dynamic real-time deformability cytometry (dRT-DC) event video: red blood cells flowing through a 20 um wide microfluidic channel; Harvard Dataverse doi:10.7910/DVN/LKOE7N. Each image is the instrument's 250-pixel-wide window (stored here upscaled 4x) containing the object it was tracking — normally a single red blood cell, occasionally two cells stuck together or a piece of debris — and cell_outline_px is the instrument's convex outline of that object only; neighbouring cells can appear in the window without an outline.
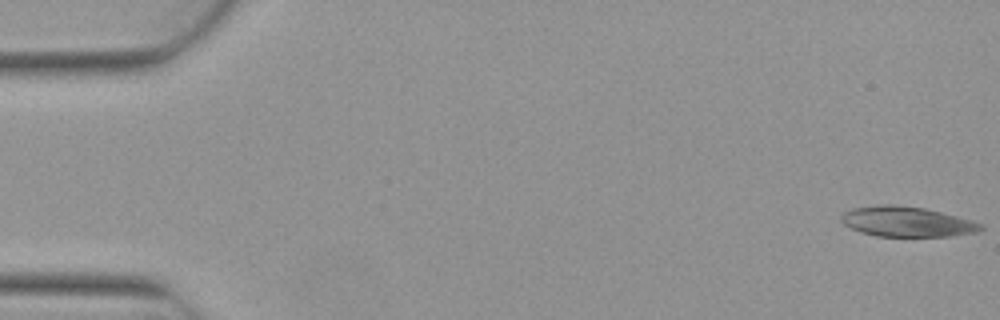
{"species": "Egyptian fruit bat (a non-hibernating species)", "species_latin": "Rousettus aegyptiacus", "temperature_condition": "warm", "stored_images_in_passage": 5, "camera_frame_rate_fps": 3000, "um_per_image_px": 0.085, "animal": {"sex": "female"}, "frame": {"image": 1, "passage_image": 1, "time_ms": 0.0, "image_size_px": [1000, 320], "cell_outline_px": [[984, 228], [980, 232], [952, 236], [876, 236], [860, 232], [844, 224], [840, 220], [840, 216], [844, 212], [852, 208], [876, 204], [892, 204], [924, 208], [972, 220], [984, 224]], "centroid_in_image_um": [77.09, 18.84], "position_along_channel_um": 7.9, "area_um2": 24.68}}
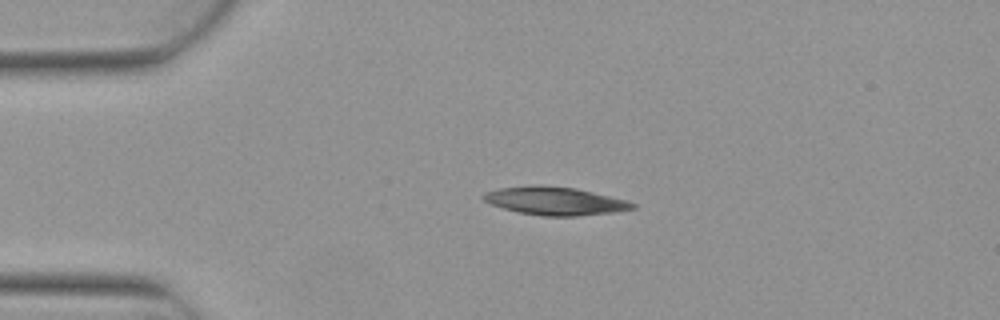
{"frame": {"image": 2, "passage_image": 4, "time_ms": 1.0, "image_size_px": [1000, 320], "cell_outline_px": [[636, 208], [612, 212], [576, 216], [544, 216], [520, 212], [504, 208], [492, 204], [484, 200], [480, 196], [484, 192], [500, 188], [532, 184], [540, 184], [576, 188], [624, 200], [636, 204]], "centroid_in_image_um": [47.12, 17.06], "position_along_channel_um": 37.9, "area_um2": 24.28}}